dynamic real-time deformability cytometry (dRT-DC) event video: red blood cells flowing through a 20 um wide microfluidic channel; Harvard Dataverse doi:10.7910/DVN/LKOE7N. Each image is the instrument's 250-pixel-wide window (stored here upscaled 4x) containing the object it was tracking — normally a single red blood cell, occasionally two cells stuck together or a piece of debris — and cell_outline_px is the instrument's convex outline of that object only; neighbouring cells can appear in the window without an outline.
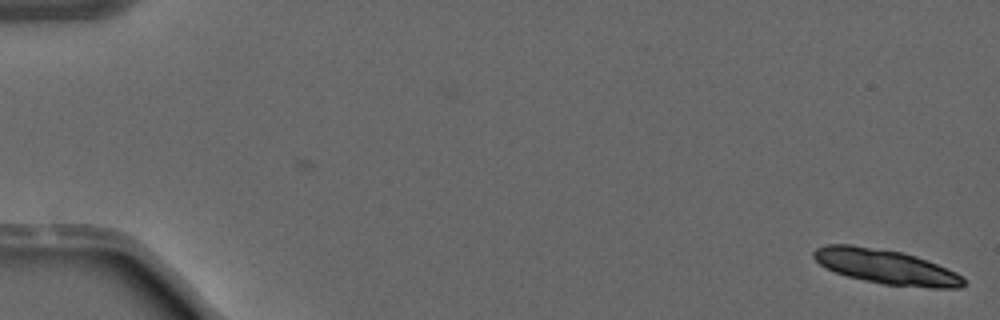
{"species": "common noctule bat (a hibernating species)", "species_latin": "Nyctalus noctula", "temperature_condition": "warm", "stored_images_in_passage": 3, "camera_frame_rate_fps": 3000, "um_per_image_px": 0.085, "animal": {"sex": "male", "forearm_length_mm": 52.5}, "frame": {"image": 1, "passage_image": 3, "time_ms": 0.667, "image_size_px": [1000, 320], "cell_outline_px": [[964, 284], [960, 288], [932, 288], [884, 284], [864, 280], [848, 276], [836, 272], [820, 264], [812, 256], [812, 252], [816, 248], [824, 244], [852, 244], [904, 252], [916, 256], [956, 272], [964, 276]], "centroid_in_image_um": [75.3, 22.66], "position_along_channel_um": 9.7, "area_um2": 30.23}}